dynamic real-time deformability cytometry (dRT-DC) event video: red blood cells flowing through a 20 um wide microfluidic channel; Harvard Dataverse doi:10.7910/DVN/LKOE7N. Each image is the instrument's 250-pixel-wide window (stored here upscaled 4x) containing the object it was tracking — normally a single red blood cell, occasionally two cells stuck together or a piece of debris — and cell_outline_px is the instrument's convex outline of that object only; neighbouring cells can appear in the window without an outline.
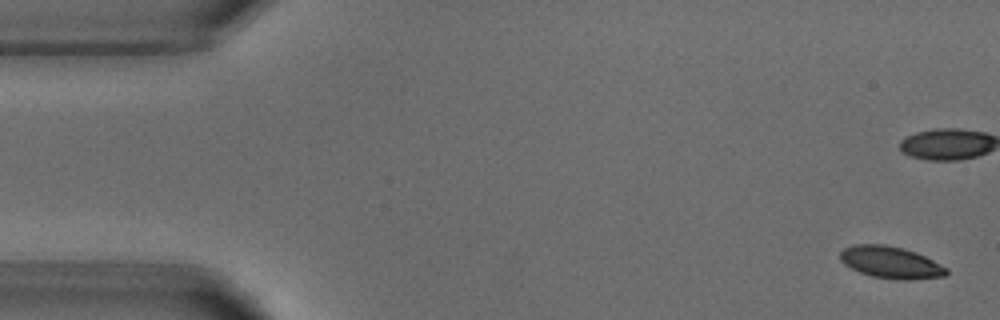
{"species": "common noctule bat (a hibernating species)", "species_latin": "Nyctalus noctula", "temperature_condition": "warm", "stored_images_in_passage": 5, "camera_frame_rate_fps": 3000, "um_per_image_px": 0.085, "animal": {"sex": "male", "body_mass_g": 18.8}, "frame": {"image": 1, "passage_image": 1, "time_ms": 0.0, "image_size_px": [1000, 320], "cell_outline_px": [[948, 272], [944, 276], [908, 280], [896, 280], [872, 276], [860, 272], [844, 264], [840, 260], [840, 252], [844, 248], [852, 244], [884, 244], [904, 248], [916, 252], [948, 268]], "centroid_in_image_um": [75.7, 22.29], "position_along_channel_um": 9.3, "area_um2": 19.83}}